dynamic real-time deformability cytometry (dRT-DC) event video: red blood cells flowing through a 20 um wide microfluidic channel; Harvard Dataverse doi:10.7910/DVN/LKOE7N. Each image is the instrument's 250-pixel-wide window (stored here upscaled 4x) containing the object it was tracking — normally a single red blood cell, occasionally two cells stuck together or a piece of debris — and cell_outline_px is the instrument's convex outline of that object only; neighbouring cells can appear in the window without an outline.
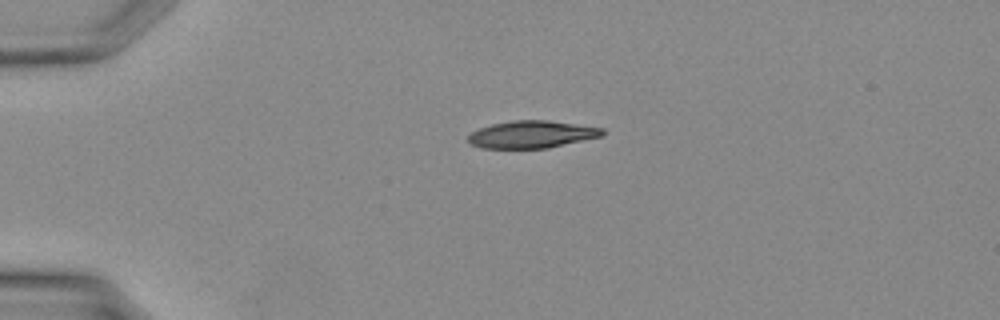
{"species": "Egyptian fruit bat (a non-hibernating species)", "species_latin": "Rousettus aegyptiacus", "temperature_condition": "warm", "stored_images_in_passage": 23, "camera_frame_rate_fps": 3000, "um_per_image_px": 0.085, "animal": {"sex": "female"}, "frame": {"image": 1, "passage_image": 1, "time_ms": 0.0, "image_size_px": [1000, 320], "cell_outline_px": [[604, 136], [548, 148], [480, 148], [472, 144], [468, 140], [468, 136], [472, 132], [480, 128], [492, 124], [512, 120], [548, 120], [604, 128]], "centroid_in_image_um": [45.23, 11.42], "position_along_channel_um": 39.8, "area_um2": 21.39}}
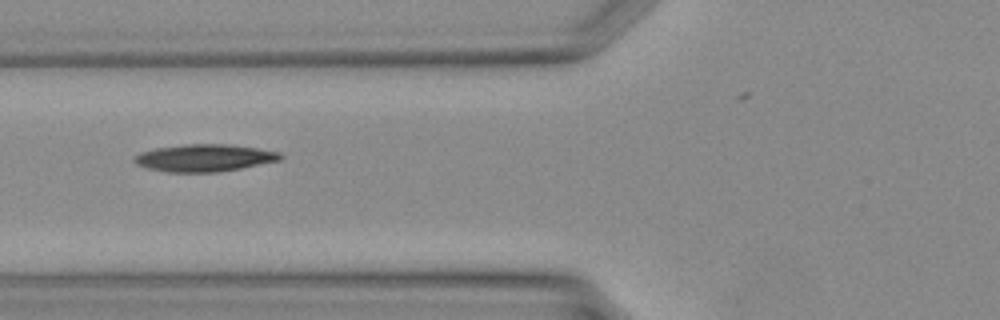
{"frame": {"image": 2, "passage_image": 7, "time_ms": 2.0, "image_size_px": [1000, 320], "cell_outline_px": [[284, 156], [280, 160], [240, 168], [216, 172], [168, 172], [148, 168], [136, 164], [132, 160], [140, 152], [156, 148], [188, 144], [228, 144], [256, 148], [280, 152]], "centroid_in_image_um": [17.37, 13.42], "position_along_channel_um": 108.4, "area_um2": 23.0}}
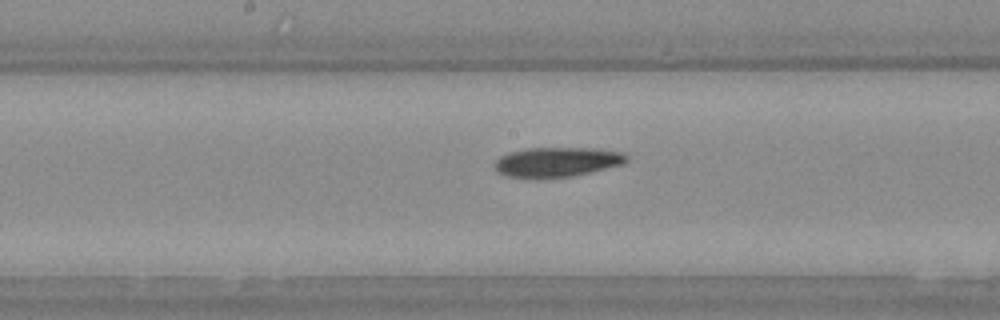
{"frame": {"image": 3, "passage_image": 12, "time_ms": 3.667, "image_size_px": [1000, 320], "cell_outline_px": [[628, 160], [624, 164], [572, 176], [536, 180], [508, 176], [500, 172], [496, 168], [496, 160], [500, 156], [512, 152], [528, 148], [596, 148], [624, 152], [628, 156]], "centroid_in_image_um": [47.39, 13.78], "position_along_channel_um": 200.8, "area_um2": 23.06}}